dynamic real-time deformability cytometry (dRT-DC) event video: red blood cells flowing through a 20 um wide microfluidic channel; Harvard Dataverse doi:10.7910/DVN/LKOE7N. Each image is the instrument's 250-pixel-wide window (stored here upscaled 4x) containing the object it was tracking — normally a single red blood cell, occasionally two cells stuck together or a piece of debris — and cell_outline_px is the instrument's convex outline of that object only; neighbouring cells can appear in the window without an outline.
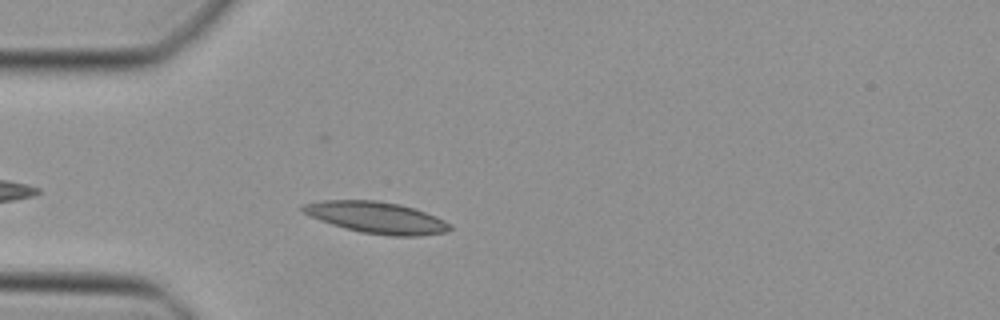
{"species": "Egyptian fruit bat (a non-hibernating species)", "species_latin": "Rousettus aegyptiacus", "temperature_condition": "cold", "stored_images_in_passage": 35, "camera_frame_rate_fps": 3000, "um_per_image_px": 0.085, "animal": {"sex": "female"}, "frame": {"image": 1, "passage_image": 4, "time_ms": 1.0, "image_size_px": [1000, 320], "cell_outline_px": [[452, 228], [448, 232], [420, 236], [392, 236], [360, 232], [344, 228], [320, 220], [304, 212], [300, 208], [300, 204], [320, 200], [376, 200], [400, 204], [416, 208], [436, 216], [452, 224]], "centroid_in_image_um": [32.04, 18.49], "position_along_channel_um": 53.0, "area_um2": 27.28}}
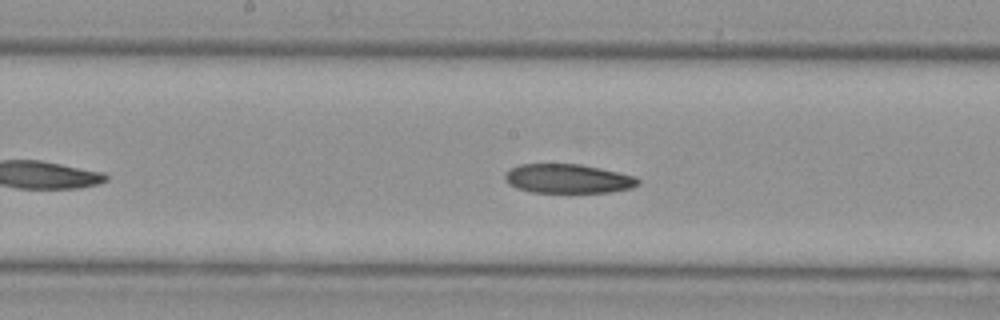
{"frame": {"image": 2, "passage_image": 15, "time_ms": 4.667, "image_size_px": [1000, 320], "cell_outline_px": [[640, 184], [632, 188], [612, 192], [532, 192], [516, 188], [508, 184], [504, 180], [504, 176], [512, 168], [520, 164], [580, 164], [636, 176], [640, 180]], "centroid_in_image_um": [48.3, 15.19], "position_along_channel_um": 199.9, "area_um2": 22.6}}
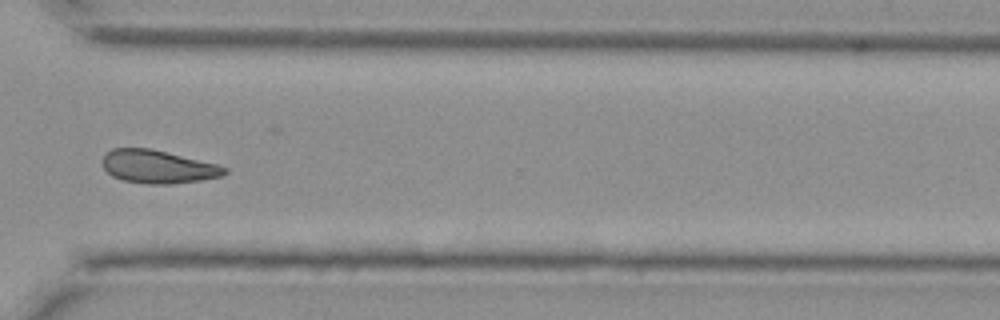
{"frame": {"image": 3, "passage_image": 26, "time_ms": 8.333, "image_size_px": [1000, 320], "cell_outline_px": [[228, 172], [220, 176], [200, 180], [168, 184], [148, 184], [120, 180], [112, 176], [104, 168], [104, 156], [112, 148], [148, 148], [216, 164], [228, 168]], "centroid_in_image_um": [13.41, 14.18], "position_along_channel_um": 357.2, "area_um2": 23.18}}